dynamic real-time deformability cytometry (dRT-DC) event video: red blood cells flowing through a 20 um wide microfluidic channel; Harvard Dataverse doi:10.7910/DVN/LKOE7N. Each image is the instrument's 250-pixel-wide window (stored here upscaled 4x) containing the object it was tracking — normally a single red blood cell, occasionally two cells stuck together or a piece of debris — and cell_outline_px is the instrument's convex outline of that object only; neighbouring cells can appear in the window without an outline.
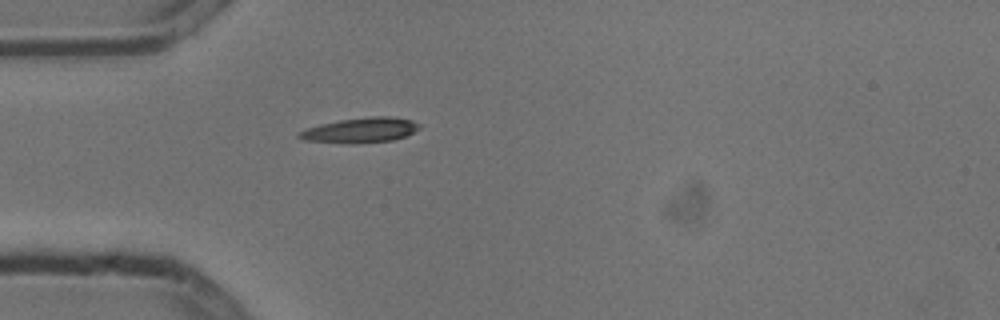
{"species": "common noctule bat (a hibernating species)", "species_latin": "Nyctalus noctula", "temperature_condition": "cold", "stored_images_in_passage": 2, "camera_frame_rate_fps": 3000, "um_per_image_px": 0.085, "animal": {"sex": "male", "body_mass_g": 13.3}, "frame": {"image": 1, "passage_image": 2, "time_ms": 0.333, "image_size_px": [1000, 320], "cell_outline_px": [[420, 128], [404, 136], [392, 140], [352, 144], [348, 144], [304, 140], [296, 136], [300, 132], [308, 128], [320, 124], [340, 120], [368, 116], [392, 116], [412, 120], [420, 124]], "centroid_in_image_um": [30.65, 11.06], "position_along_channel_um": 54.4, "area_um2": 17.51}}